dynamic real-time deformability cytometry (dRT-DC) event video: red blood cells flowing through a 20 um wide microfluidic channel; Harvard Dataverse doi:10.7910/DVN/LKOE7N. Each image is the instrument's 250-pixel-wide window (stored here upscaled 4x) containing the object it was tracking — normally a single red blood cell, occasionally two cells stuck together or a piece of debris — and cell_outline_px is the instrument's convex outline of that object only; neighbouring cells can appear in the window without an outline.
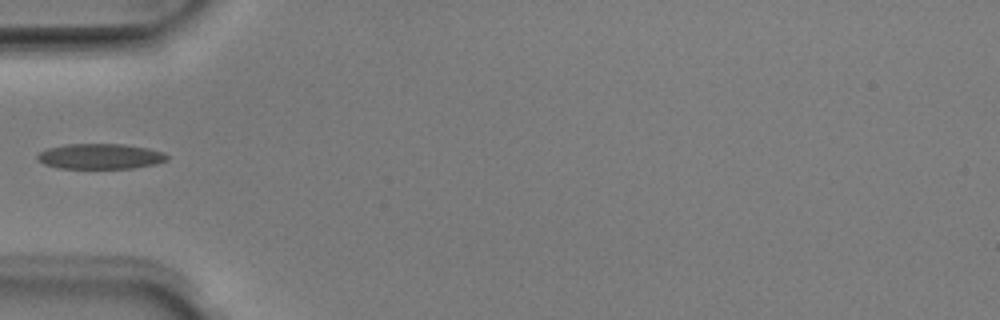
{"species": "Egyptian fruit bat (a non-hibernating species)", "species_latin": "Rousettus aegyptiacus", "temperature_condition": "room temperature", "stored_images_in_passage": 35, "camera_frame_rate_fps": 3000, "um_per_image_px": 0.085, "animal": {"sex": "male"}, "frame": {"image": 1, "passage_image": 1, "time_ms": 0.0, "image_size_px": [1000, 320], "cell_outline_px": [[168, 160], [156, 164], [132, 168], [56, 168], [44, 164], [36, 160], [36, 156], [40, 152], [48, 148], [68, 144], [124, 144], [148, 148], [164, 152], [168, 156]], "centroid_in_image_um": [8.52, 13.29], "position_along_channel_um": 76.5, "area_um2": 19.25}}
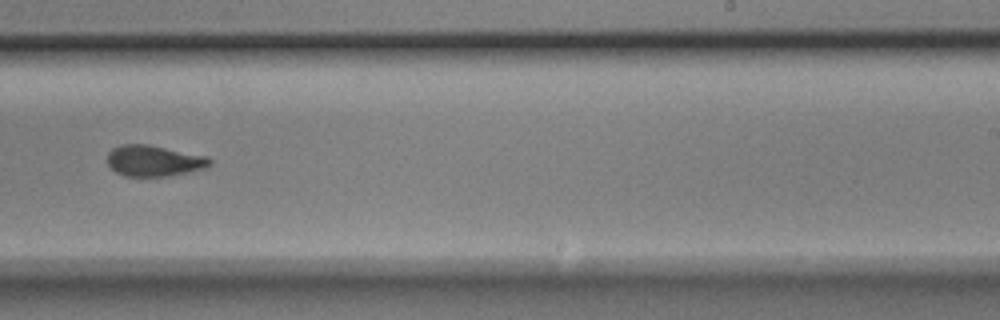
{"frame": {"image": 2, "passage_image": 16, "time_ms": 5.0, "image_size_px": [1000, 320], "cell_outline_px": [[212, 164], [204, 168], [188, 172], [168, 176], [124, 176], [116, 172], [108, 164], [108, 152], [112, 148], [120, 144], [148, 144], [208, 156], [212, 160]], "centroid_in_image_um": [13.09, 13.66], "position_along_channel_um": 275.9, "area_um2": 18.61}}
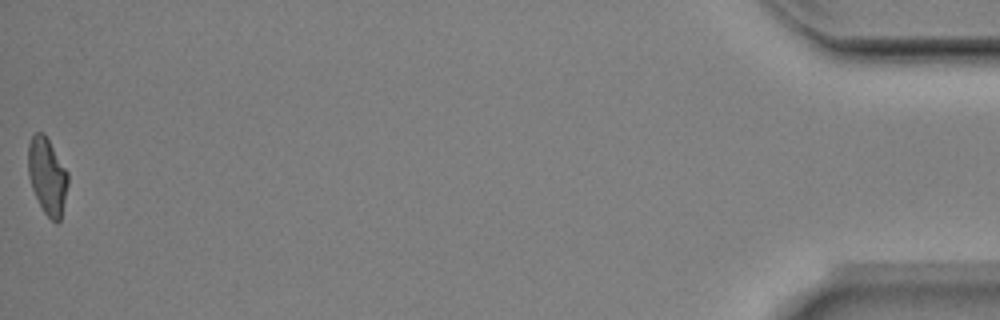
{"frame": {"image": 3, "passage_image": 35, "time_ms": 11.333, "image_size_px": [1000, 320], "cell_outline_px": [[68, 184], [60, 220], [56, 224], [44, 212], [32, 188], [28, 176], [28, 144], [32, 136], [36, 132], [44, 132], [68, 172]], "centroid_in_image_um": [4.01, 14.94], "position_along_channel_um": 431.2, "area_um2": 17.69}}